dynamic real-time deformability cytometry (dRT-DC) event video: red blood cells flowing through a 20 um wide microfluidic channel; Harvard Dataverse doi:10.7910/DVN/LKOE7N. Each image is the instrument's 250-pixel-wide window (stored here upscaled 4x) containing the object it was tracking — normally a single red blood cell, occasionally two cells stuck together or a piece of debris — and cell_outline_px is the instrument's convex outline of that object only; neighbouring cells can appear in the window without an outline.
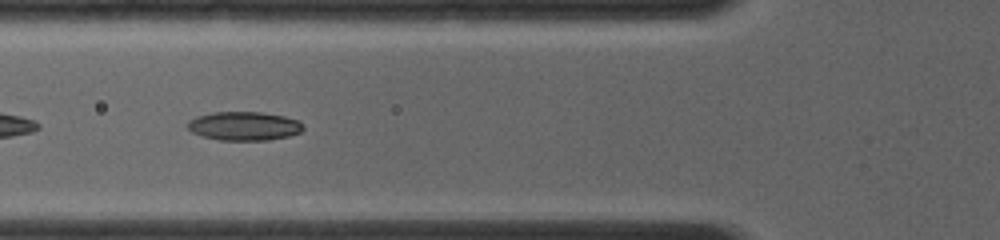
{"species": "common noctule bat (a hibernating species)", "species_latin": "Nyctalus noctula", "temperature_condition": "room temperature", "stored_images_in_passage": 23, "camera_frame_rate_fps": 4000, "um_per_image_px": 0.085, "animal": {"sex": "female", "body_mass_g": 19.0, "forearm_length_mm": 56.7}, "frame": {"image": 1, "passage_image": 4, "time_ms": 1.25, "image_size_px": [1000, 240], "cell_outline_px": [[304, 128], [300, 132], [288, 136], [268, 140], [220, 140], [200, 136], [192, 132], [188, 128], [188, 120], [196, 116], [212, 112], [260, 112], [284, 116], [296, 120], [304, 124]], "centroid_in_image_um": [20.72, 10.71], "position_along_channel_um": 105.1, "area_um2": 19.42}}
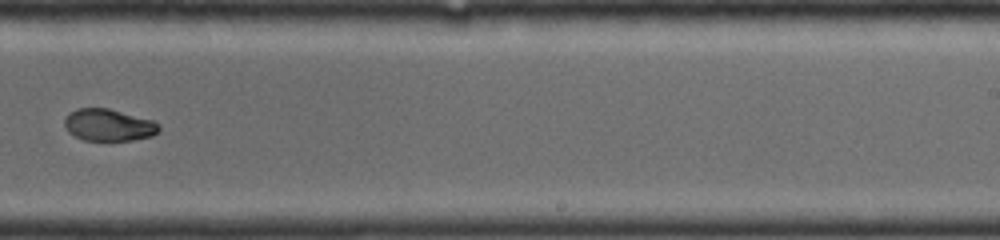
{"frame": {"image": 2, "passage_image": 12, "time_ms": 5.25, "image_size_px": [1000, 240], "cell_outline_px": [[160, 128], [152, 136], [132, 140], [84, 140], [68, 132], [64, 124], [64, 120], [76, 108], [108, 108], [152, 120], [160, 124]], "centroid_in_image_um": [9.24, 10.62], "position_along_channel_um": 279.8, "area_um2": 17.4}}
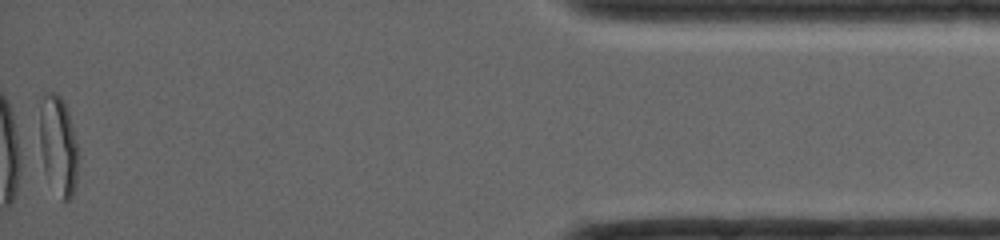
{"frame": {"image": 3, "passage_image": 23, "time_ms": 10.25, "image_size_px": [1000, 240], "cell_outline_px": [[76, 180], [72, 196], [68, 200], [64, 200], [44, 168], [40, 144], [40, 112], [44, 92], [56, 92], [60, 96], [68, 112], [76, 144]], "centroid_in_image_um": [4.93, 12.26], "position_along_channel_um": 430.3, "area_um2": 20.98}}